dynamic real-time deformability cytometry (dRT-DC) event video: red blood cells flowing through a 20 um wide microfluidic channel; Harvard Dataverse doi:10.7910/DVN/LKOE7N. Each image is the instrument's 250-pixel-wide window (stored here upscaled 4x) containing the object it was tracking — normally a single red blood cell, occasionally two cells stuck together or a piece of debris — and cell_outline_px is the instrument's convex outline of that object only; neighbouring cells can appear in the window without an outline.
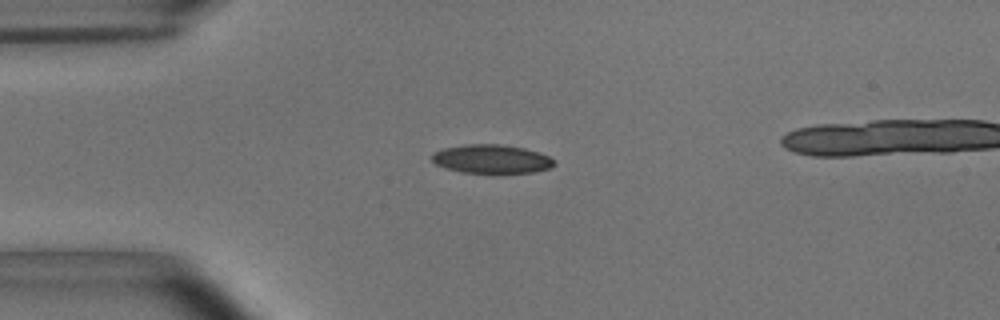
{"species": "common noctule bat (a hibernating species)", "species_latin": "Nyctalus noctula", "temperature_condition": "room temperature", "stored_images_in_passage": 38, "camera_frame_rate_fps": 3000, "um_per_image_px": 0.085, "animal": {"sex": "male", "body_mass_g": 15.6}, "frame": {"image": 1, "passage_image": 1, "time_ms": 0.0, "image_size_px": [1000, 320], "cell_outline_px": [[556, 164], [548, 168], [532, 172], [460, 172], [436, 164], [432, 160], [432, 152], [444, 148], [464, 144], [500, 144], [524, 148], [540, 152], [556, 160]], "centroid_in_image_um": [41.79, 13.49], "position_along_channel_um": 43.2, "area_um2": 20.29}}
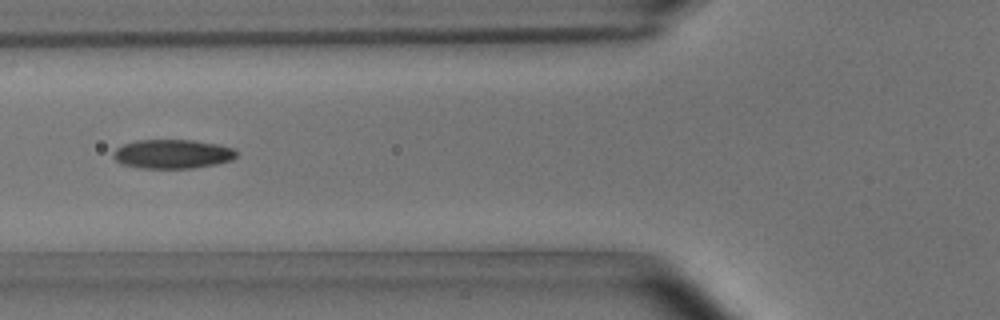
{"frame": {"image": 2, "passage_image": 8, "time_ms": 2.333, "image_size_px": [1000, 320], "cell_outline_px": [[236, 156], [232, 160], [216, 164], [192, 168], [140, 168], [120, 164], [112, 156], [112, 152], [116, 148], [124, 144], [136, 140], [192, 140], [220, 144], [236, 148]], "centroid_in_image_um": [14.66, 13.08], "position_along_channel_um": 111.1, "area_um2": 21.1}}
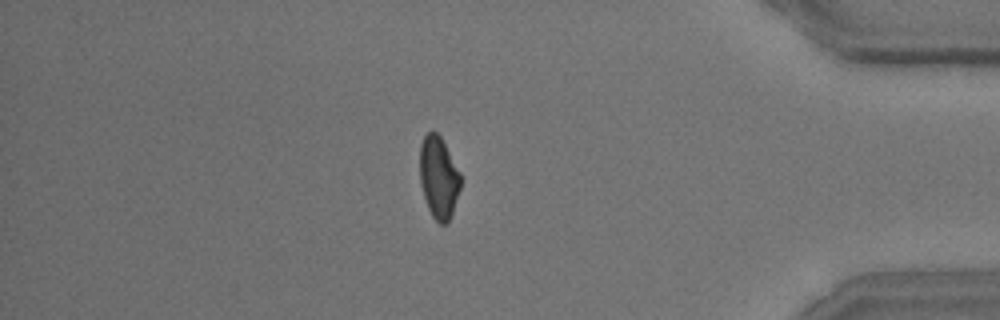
{"frame": {"image": 3, "passage_image": 34, "time_ms": 11.0, "image_size_px": [1000, 320], "cell_outline_px": [[464, 180], [452, 212], [448, 220], [444, 224], [440, 224], [432, 216], [428, 208], [420, 184], [420, 144], [424, 136], [428, 132], [436, 132], [440, 136], [460, 172]], "centroid_in_image_um": [37.3, 15.08], "position_along_channel_um": 397.9, "area_um2": 19.54}, "authors_computed_cell_mechanics": {"area_um2": 20.6346, "velocity_mm_per_s": 3.71, "shape_relaxation_time_tau1_ms": 6.9061, "shape_relaxation_time_tau2_ms": 2.1953, "deformation_change_tau1": 0.1729, "deformation_change_tau2": 0.076}}